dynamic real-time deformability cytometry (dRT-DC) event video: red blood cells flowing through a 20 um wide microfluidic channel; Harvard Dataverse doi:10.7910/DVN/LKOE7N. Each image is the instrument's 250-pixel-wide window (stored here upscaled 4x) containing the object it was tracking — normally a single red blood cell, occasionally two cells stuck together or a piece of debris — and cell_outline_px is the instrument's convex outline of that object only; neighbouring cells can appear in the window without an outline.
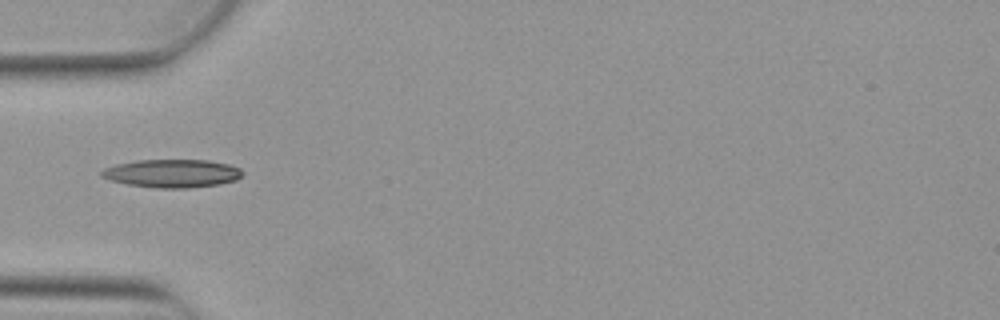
{"species": "Egyptian fruit bat (a non-hibernating species)", "species_latin": "Rousettus aegyptiacus", "temperature_condition": "warm", "stored_images_in_passage": 1, "camera_frame_rate_fps": 3000, "um_per_image_px": 0.085, "animal": {"sex": "female"}, "frame": {"image": 1, "passage_image": 1, "time_ms": 0.0, "image_size_px": [1000, 320], "cell_outline_px": [[244, 172], [236, 180], [220, 184], [188, 188], [156, 188], [128, 184], [112, 180], [100, 176], [100, 172], [104, 168], [116, 164], [136, 160], [208, 160], [228, 164], [240, 168]], "centroid_in_image_um": [14.64, 14.73], "position_along_channel_um": 70.4, "area_um2": 23.12}}